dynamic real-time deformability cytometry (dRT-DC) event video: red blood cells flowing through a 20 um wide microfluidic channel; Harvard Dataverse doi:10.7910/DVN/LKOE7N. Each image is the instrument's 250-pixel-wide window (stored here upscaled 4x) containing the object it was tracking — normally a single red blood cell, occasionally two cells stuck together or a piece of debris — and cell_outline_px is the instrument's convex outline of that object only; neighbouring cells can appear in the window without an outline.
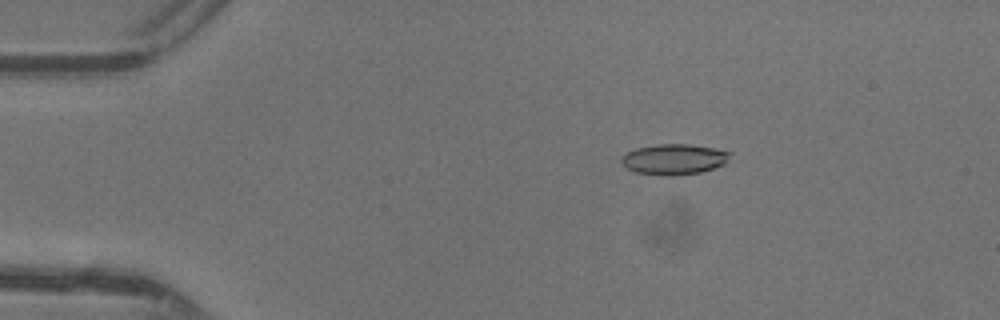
{"species": "common noctule bat (a hibernating species)", "species_latin": "Nyctalus noctula", "temperature_condition": "warm", "stored_images_in_passage": 48, "camera_frame_rate_fps": 3000, "um_per_image_px": 0.085, "animal": {"sex": "female"}, "frame": {"image": 1, "passage_image": 9, "time_ms": 2.667, "image_size_px": [1000, 320], "cell_outline_px": [[732, 152], [724, 164], [700, 172], [672, 176], [664, 176], [636, 172], [620, 164], [620, 156], [636, 148], [656, 144], [688, 144], [712, 148]], "centroid_in_image_um": [57.24, 13.54], "position_along_channel_um": 27.8, "area_um2": 19.31}}
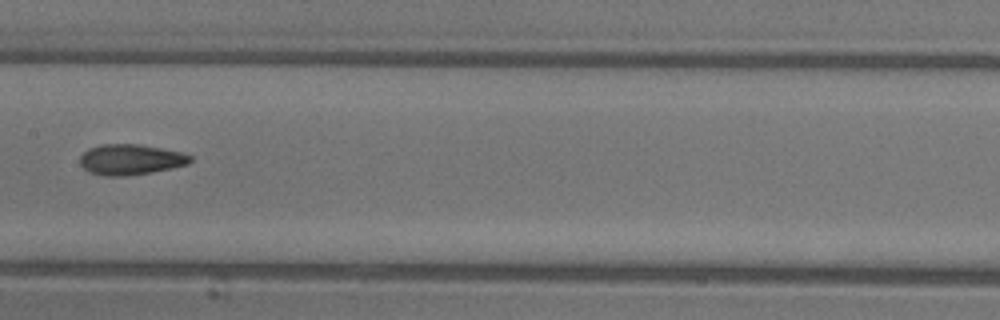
{"frame": {"image": 2, "passage_image": 25, "time_ms": 8.0, "image_size_px": [1000, 320], "cell_outline_px": [[192, 160], [188, 164], [172, 168], [124, 176], [104, 176], [88, 172], [80, 164], [80, 156], [88, 148], [100, 144], [140, 144], [184, 152], [192, 156]], "centroid_in_image_um": [11.1, 13.55], "position_along_channel_um": 196.3, "area_um2": 19.77}}
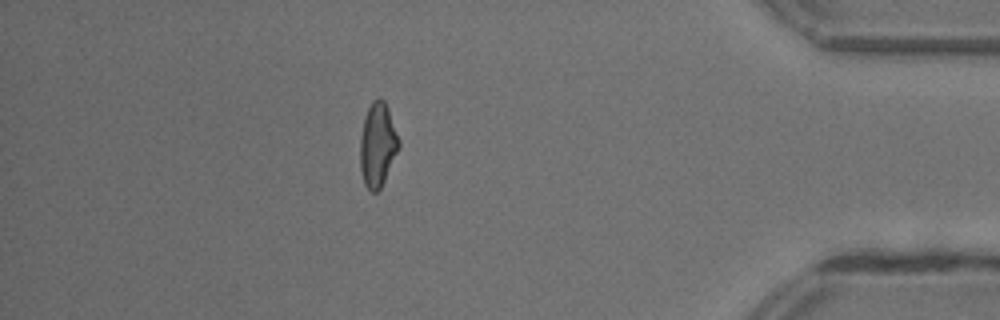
{"frame": {"image": 3, "passage_image": 42, "time_ms": 13.667, "image_size_px": [1000, 320], "cell_outline_px": [[400, 148], [380, 188], [376, 192], [372, 192], [364, 184], [360, 168], [360, 136], [364, 116], [372, 100], [380, 96], [384, 100], [388, 108], [400, 140]], "centroid_in_image_um": [32.1, 12.27], "position_along_channel_um": 403.1, "area_um2": 19.13}, "authors_computed_cell_mechanics": {"area_um2": 19.1607, "velocity_mm_per_s": 4.4336, "shape_relaxation_time_tau1_ms": 5.1601, "shape_relaxation_time_tau2_ms": 2.2713, "deformation_change_tau1": 0.1801, "deformation_change_tau2": 0.1035}}